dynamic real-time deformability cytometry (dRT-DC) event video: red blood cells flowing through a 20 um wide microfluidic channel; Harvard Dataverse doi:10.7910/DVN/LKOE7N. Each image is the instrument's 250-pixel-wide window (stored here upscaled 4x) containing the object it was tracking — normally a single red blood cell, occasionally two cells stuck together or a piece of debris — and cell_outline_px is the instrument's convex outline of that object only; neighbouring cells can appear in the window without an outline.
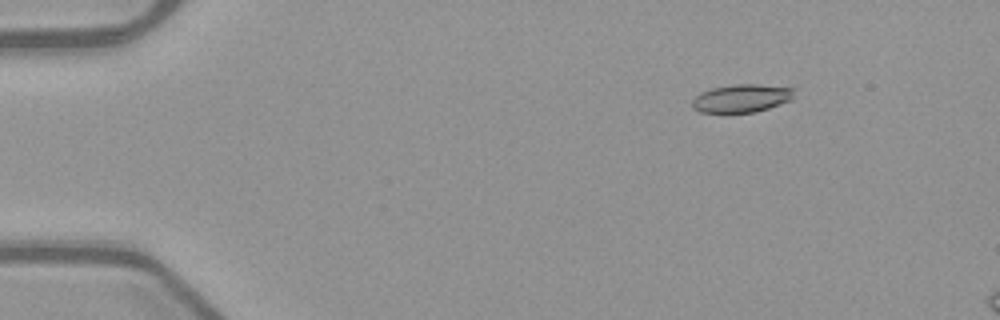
{"species": "common noctule bat (a hibernating species)", "species_latin": "Nyctalus noctula", "temperature_condition": "warm", "stored_images_in_passage": 7, "camera_frame_rate_fps": 3000, "um_per_image_px": 0.085, "animal": {"sex": "female", "body_mass_g": 21.9}, "frame": {"image": 1, "passage_image": 1, "time_ms": 0.0, "image_size_px": [1000, 320], "cell_outline_px": [[796, 88], [792, 100], [756, 112], [700, 112], [692, 108], [692, 100], [700, 92], [712, 88], [736, 84], [756, 84]], "centroid_in_image_um": [63.05, 8.35], "position_along_channel_um": 21.9, "area_um2": 16.7}}